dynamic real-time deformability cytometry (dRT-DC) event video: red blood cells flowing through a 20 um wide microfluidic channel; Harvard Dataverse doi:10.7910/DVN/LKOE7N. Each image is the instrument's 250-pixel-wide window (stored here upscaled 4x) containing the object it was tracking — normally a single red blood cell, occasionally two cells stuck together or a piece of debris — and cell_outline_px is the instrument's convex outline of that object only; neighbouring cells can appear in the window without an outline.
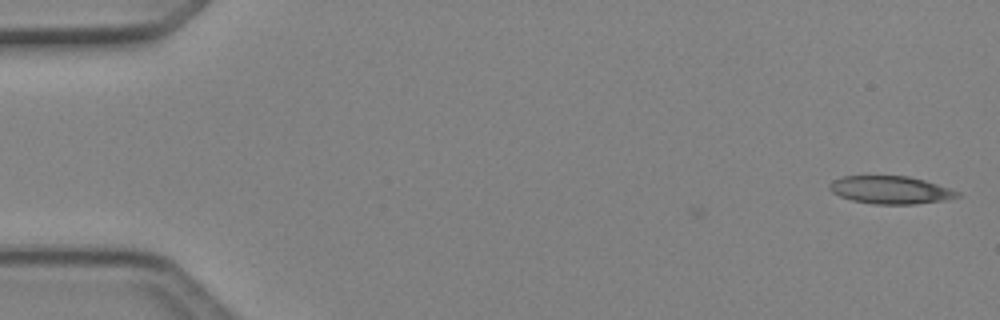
{"species": "Egyptian fruit bat (a non-hibernating species)", "species_latin": "Rousettus aegyptiacus", "temperature_condition": "cold", "stored_images_in_passage": 2, "camera_frame_rate_fps": 3000, "um_per_image_px": 0.085, "animal": {"sex": "female"}, "frame": {"image": 1, "passage_image": 2, "time_ms": 0.333, "image_size_px": [1000, 320], "cell_outline_px": [[960, 196], [944, 200], [916, 204], [872, 204], [852, 200], [840, 196], [832, 192], [828, 188], [828, 184], [832, 180], [844, 176], [908, 176], [924, 180], [960, 192]], "centroid_in_image_um": [75.66, 16.15], "position_along_channel_um": 9.3, "area_um2": 20.63}}